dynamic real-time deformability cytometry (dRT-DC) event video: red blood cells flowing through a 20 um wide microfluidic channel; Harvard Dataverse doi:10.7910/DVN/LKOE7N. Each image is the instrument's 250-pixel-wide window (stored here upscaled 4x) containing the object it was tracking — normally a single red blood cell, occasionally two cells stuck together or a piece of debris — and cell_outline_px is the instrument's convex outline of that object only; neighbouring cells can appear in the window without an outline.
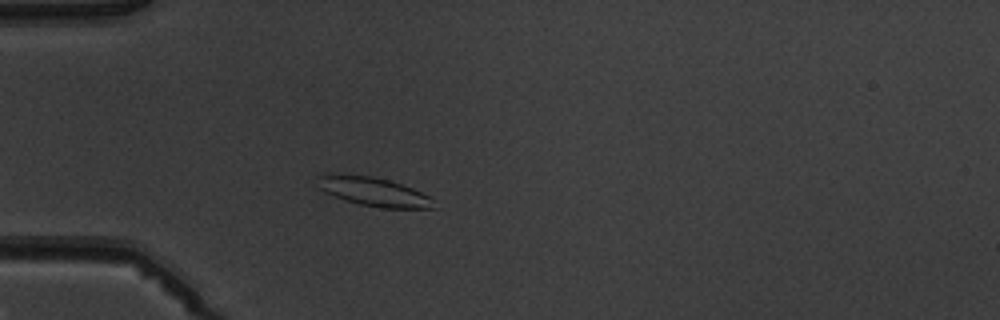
{"species": "common noctule bat (a hibernating species)", "species_latin": "Nyctalus noctula", "temperature_condition": "warm", "stored_images_in_passage": 1, "camera_frame_rate_fps": 3000, "um_per_image_px": 0.085, "animal": {"sex": "male", "body_mass_g": 19.5, "forearm_length_mm": 54.6}, "frame": {"image": 1, "passage_image": 1, "time_ms": 0.0, "image_size_px": [1000, 320], "cell_outline_px": [[436, 208], [380, 208], [360, 204], [324, 192], [320, 188], [320, 176], [324, 172], [328, 172], [372, 176], [388, 180], [412, 188], [428, 196]], "centroid_in_image_um": [31.73, 16.27], "position_along_channel_um": 53.3, "area_um2": 19.25}}